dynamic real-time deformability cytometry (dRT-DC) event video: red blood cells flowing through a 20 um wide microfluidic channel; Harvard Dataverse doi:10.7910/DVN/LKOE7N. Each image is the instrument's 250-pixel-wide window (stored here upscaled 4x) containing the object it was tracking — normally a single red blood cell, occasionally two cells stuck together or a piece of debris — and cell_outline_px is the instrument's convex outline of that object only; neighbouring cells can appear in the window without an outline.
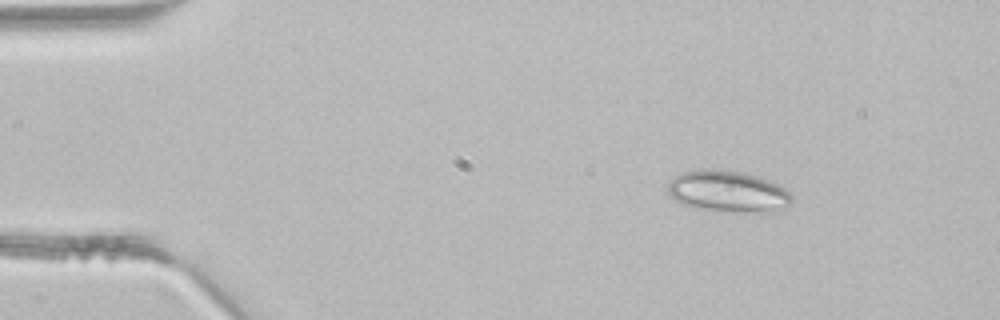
{"species": "common noctule bat (a hibernating species)", "species_latin": "Nyctalus noctula", "temperature_condition": "room temperature", "stored_images_in_passage": 3, "camera_frame_rate_fps": 3000, "um_per_image_px": 0.085, "animal": {"sex": "male", "body_mass_g": 21.5, "forearm_length_mm": 52.0}, "frame": {"image": 1, "passage_image": 1, "time_ms": 0.0, "image_size_px": [1000, 320], "cell_outline_px": [[792, 200], [784, 212], [748, 212], [700, 208], [684, 204], [668, 196], [664, 188], [676, 176], [684, 172], [708, 168], [728, 168], [744, 172], [780, 184], [792, 196]], "centroid_in_image_um": [61.91, 16.25], "position_along_channel_um": 23.1, "area_um2": 30.35}}